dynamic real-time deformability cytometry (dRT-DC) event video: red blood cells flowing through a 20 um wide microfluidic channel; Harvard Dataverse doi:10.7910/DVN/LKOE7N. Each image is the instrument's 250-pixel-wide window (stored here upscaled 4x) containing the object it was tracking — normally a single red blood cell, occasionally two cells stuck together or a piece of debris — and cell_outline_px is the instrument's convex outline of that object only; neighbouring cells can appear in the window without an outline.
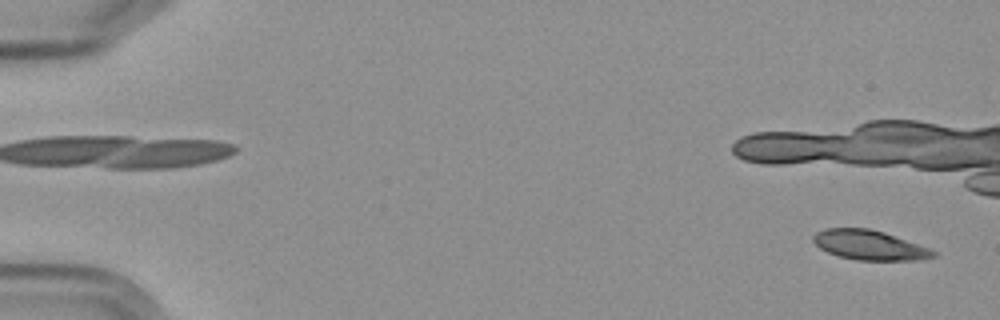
{"species": "Egyptian fruit bat (a non-hibernating species)", "species_latin": "Rousettus aegyptiacus", "temperature_condition": "cold", "stored_images_in_passage": 4, "camera_frame_rate_fps": 3000, "um_per_image_px": 0.085, "frame": {"image": 1, "passage_image": 4, "time_ms": 3.333, "image_size_px": [1000, 320], "cell_outline_px": [[940, 252], [936, 256], [916, 260], [856, 260], [840, 256], [828, 252], [820, 248], [812, 240], [812, 236], [816, 232], [824, 228], [868, 228], [884, 232]], "centroid_in_image_um": [73.9, 20.83], "position_along_channel_um": 11.1, "area_um2": 20.69}}